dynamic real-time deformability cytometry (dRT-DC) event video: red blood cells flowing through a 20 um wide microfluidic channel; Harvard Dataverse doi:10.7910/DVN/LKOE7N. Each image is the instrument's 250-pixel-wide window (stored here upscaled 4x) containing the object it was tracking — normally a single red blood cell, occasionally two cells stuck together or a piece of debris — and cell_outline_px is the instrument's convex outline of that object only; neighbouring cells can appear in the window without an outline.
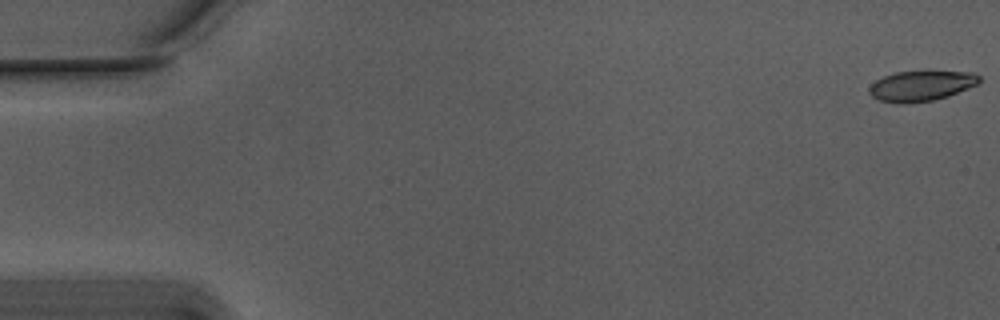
{"species": "Egyptian fruit bat (a non-hibernating species)", "species_latin": "Rousettus aegyptiacus", "temperature_condition": "warm", "stored_images_in_passage": 12, "camera_frame_rate_fps": 3000, "um_per_image_px": 0.085, "animal": {"sex": "male"}, "frame": {"image": 1, "passage_image": 1, "time_ms": 0.0, "image_size_px": [1000, 320], "cell_outline_px": [[980, 80], [976, 84], [948, 96], [932, 100], [904, 104], [900, 104], [880, 100], [872, 96], [868, 92], [868, 88], [876, 80], [884, 76], [896, 72], [972, 72], [980, 76]], "centroid_in_image_um": [78.26, 7.31], "position_along_channel_um": 6.7, "area_um2": 19.07}}